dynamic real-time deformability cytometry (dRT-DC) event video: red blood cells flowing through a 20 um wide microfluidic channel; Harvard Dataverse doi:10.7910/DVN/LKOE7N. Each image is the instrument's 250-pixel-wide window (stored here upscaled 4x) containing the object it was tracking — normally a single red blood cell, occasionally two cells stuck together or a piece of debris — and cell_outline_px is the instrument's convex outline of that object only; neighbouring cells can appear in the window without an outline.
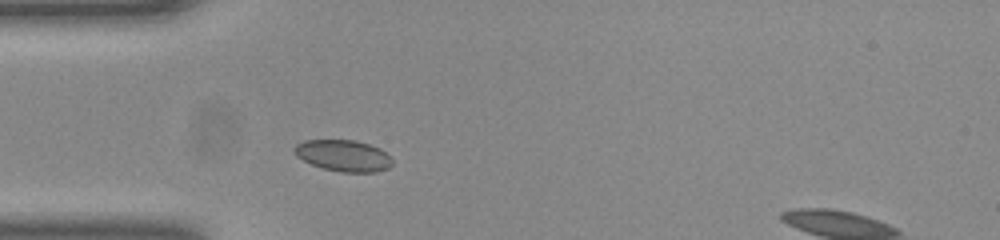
{"species": "common noctule bat (a hibernating species)", "species_latin": "Nyctalus noctula", "temperature_condition": "room temperature", "stored_images_in_passage": 38, "segment_of_instrument_passage": [1, 2], "camera_frame_rate_fps": 3000, "um_per_image_px": 0.085, "animal": {"sex": "female", "body_mass_g": 23.0, "forearm_length_mm": 53.4}, "frame": {"image": 1, "passage_image": 1, "time_ms": 0.0, "image_size_px": [1000, 240], "cell_outline_px": [[392, 164], [388, 168], [376, 172], [340, 172], [324, 168], [312, 164], [296, 156], [296, 144], [304, 140], [352, 140], [368, 144], [380, 148], [392, 160]], "centroid_in_image_um": [29.2, 13.23], "position_along_channel_um": 55.8, "area_um2": 17.63}}
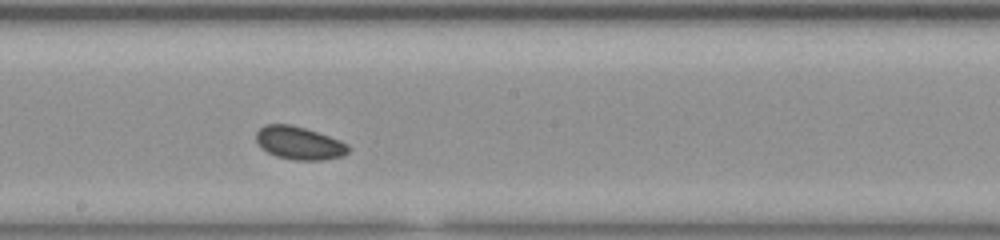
{"frame": {"image": 2, "passage_image": 14, "time_ms": 4.333, "image_size_px": [1000, 240], "cell_outline_px": [[348, 152], [344, 156], [324, 160], [296, 160], [276, 156], [260, 148], [256, 140], [256, 132], [264, 124], [292, 124], [340, 140], [348, 144]], "centroid_in_image_um": [25.41, 12.16], "position_along_channel_um": 222.8, "area_um2": 17.74}}
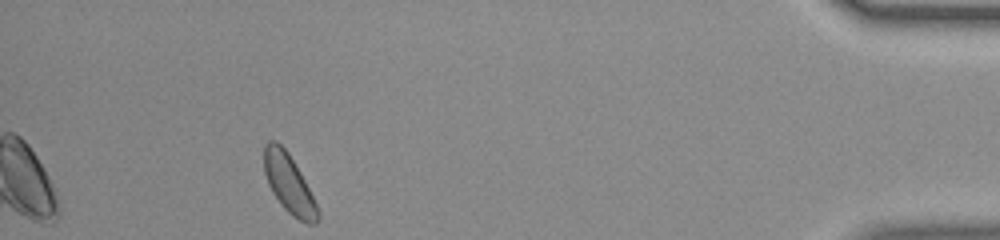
{"frame": {"image": 3, "passage_image": 33, "time_ms": 10.667, "image_size_px": [1000, 240], "cell_outline_px": [[320, 216], [316, 224], [308, 224], [292, 216], [280, 204], [272, 192], [268, 184], [264, 172], [264, 144], [268, 140], [276, 140], [288, 152], [300, 172], [320, 212]], "centroid_in_image_um": [24.54, 15.62], "position_along_channel_um": 410.7, "area_um2": 18.32}}